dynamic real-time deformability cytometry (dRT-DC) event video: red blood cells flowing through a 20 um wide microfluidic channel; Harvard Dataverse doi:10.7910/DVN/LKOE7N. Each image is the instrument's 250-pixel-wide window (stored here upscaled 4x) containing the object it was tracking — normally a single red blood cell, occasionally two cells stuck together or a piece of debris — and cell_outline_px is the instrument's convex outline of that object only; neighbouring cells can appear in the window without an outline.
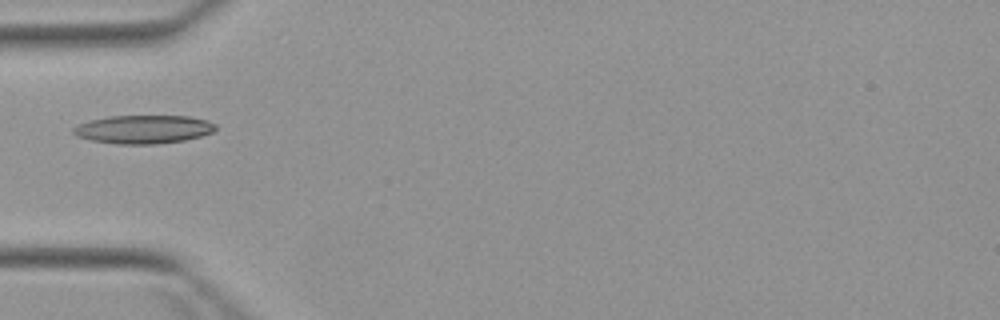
{"species": "Egyptian fruit bat (a non-hibernating species)", "species_latin": "Rousettus aegyptiacus", "temperature_condition": "warm", "stored_images_in_passage": 6, "camera_frame_rate_fps": 3000, "um_per_image_px": 0.085, "animal": {"sex": "female"}, "frame": {"image": 1, "passage_image": 5, "time_ms": 5.0, "image_size_px": [1000, 320], "cell_outline_px": [[216, 128], [212, 132], [200, 136], [184, 140], [156, 144], [116, 144], [92, 140], [76, 136], [72, 132], [72, 128], [76, 124], [88, 120], [108, 116], [188, 116], [208, 120], [216, 124]], "centroid_in_image_um": [12.15, 10.98], "position_along_channel_um": 72.8, "area_um2": 23.7}}
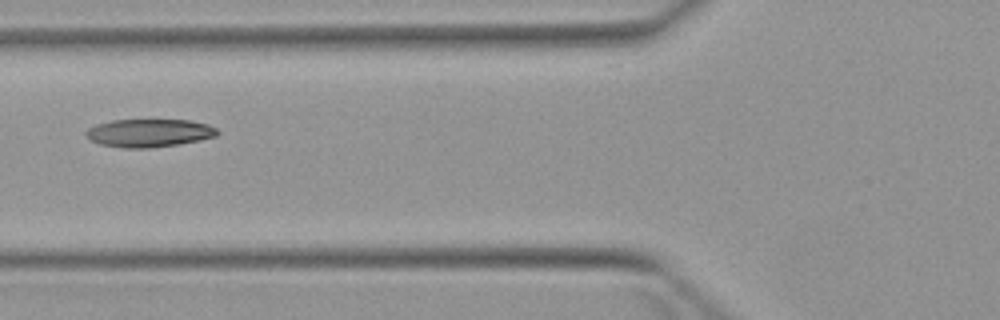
{"frame": {"image": 2, "passage_image": 6, "time_ms": 6.0, "image_size_px": [1000, 320], "cell_outline_px": [[220, 132], [216, 136], [200, 140], [152, 148], [124, 148], [100, 144], [84, 136], [84, 132], [88, 128], [96, 124], [112, 120], [192, 120], [208, 124], [216, 128]], "centroid_in_image_um": [12.67, 11.3], "position_along_channel_um": 113.1, "area_um2": 21.56}}